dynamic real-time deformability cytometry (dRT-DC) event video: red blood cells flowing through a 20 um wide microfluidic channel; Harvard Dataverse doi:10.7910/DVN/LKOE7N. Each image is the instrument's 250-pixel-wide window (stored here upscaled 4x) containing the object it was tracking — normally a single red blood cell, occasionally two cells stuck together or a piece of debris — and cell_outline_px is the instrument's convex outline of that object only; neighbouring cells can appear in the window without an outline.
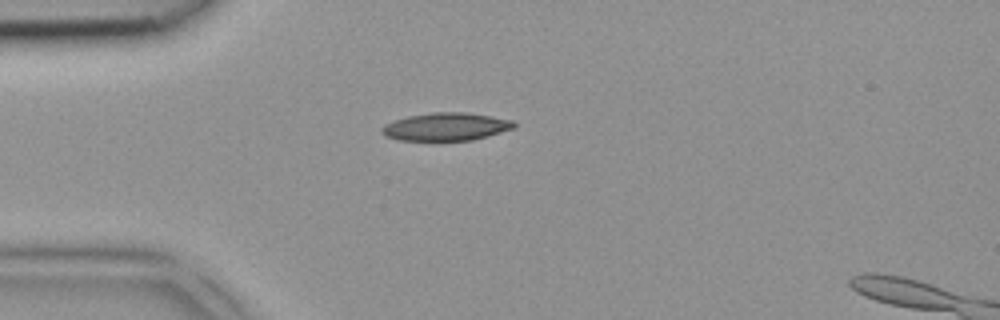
{"species": "common noctule bat (a hibernating species)", "species_latin": "Nyctalus noctula", "temperature_condition": "room temperature", "stored_images_in_passage": 2, "camera_frame_rate_fps": 3000, "um_per_image_px": 0.085, "animal": {"sex": "female", "body_mass_g": 18.4}, "frame": {"image": 1, "passage_image": 1, "time_ms": 0.0, "image_size_px": [1000, 320], "cell_outline_px": [[516, 128], [488, 136], [472, 140], [400, 140], [384, 136], [380, 132], [380, 128], [384, 124], [408, 116], [432, 112], [464, 112], [512, 120], [516, 124]], "centroid_in_image_um": [37.89, 10.77], "position_along_channel_um": 47.1, "area_um2": 21.44}}